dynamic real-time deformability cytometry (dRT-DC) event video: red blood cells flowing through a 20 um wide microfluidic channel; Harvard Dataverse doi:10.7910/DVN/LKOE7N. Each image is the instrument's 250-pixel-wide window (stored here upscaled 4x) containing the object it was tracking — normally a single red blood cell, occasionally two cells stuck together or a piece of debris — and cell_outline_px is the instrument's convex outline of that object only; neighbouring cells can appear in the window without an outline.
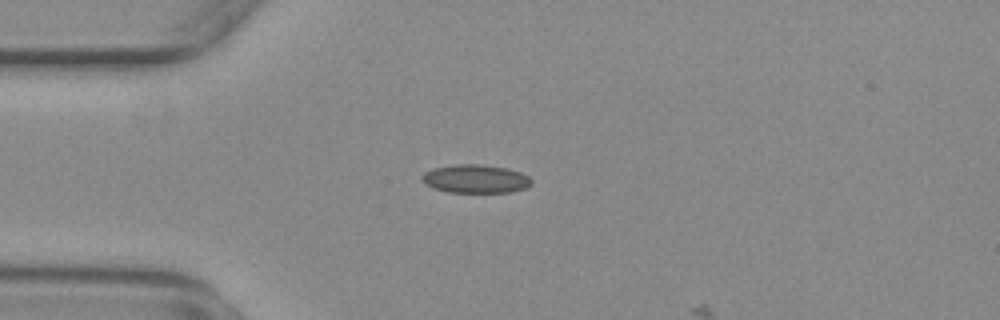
{"species": "common noctule bat (a hibernating species)", "species_latin": "Nyctalus noctula", "temperature_condition": "warm", "stored_images_in_passage": 3, "camera_frame_rate_fps": 3000, "um_per_image_px": 0.085, "animal": {"sex": "female", "body_mass_g": 29.2, "forearm_length_mm": 56.3}, "frame": {"image": 1, "passage_image": 1, "time_ms": 0.0, "image_size_px": [1000, 320], "cell_outline_px": [[532, 184], [524, 188], [508, 192], [448, 192], [432, 188], [424, 184], [420, 180], [420, 176], [424, 172], [432, 168], [456, 164], [480, 164], [508, 168], [520, 172], [528, 176], [532, 180]], "centroid_in_image_um": [40.36, 15.19], "position_along_channel_um": 44.6, "area_um2": 18.32}}